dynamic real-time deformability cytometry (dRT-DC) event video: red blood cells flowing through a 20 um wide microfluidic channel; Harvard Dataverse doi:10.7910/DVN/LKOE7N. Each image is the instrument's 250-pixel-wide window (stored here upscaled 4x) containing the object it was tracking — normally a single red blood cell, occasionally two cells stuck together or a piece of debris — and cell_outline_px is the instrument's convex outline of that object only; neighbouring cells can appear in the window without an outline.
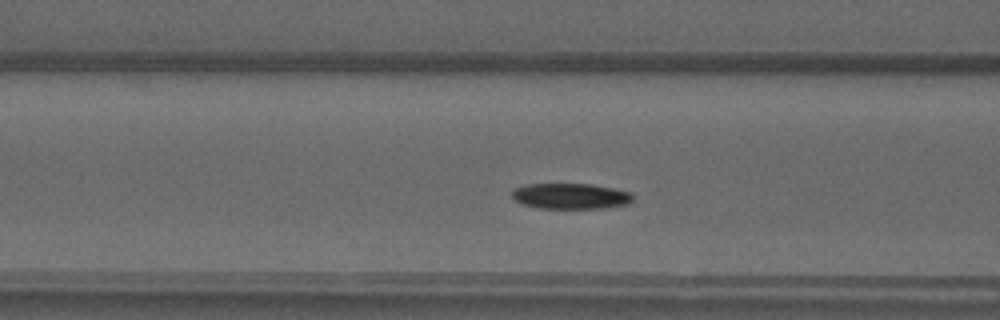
{"species": "common noctule bat (a hibernating species)", "species_latin": "Nyctalus noctula", "temperature_condition": "warm", "stored_images_in_passage": 44, "camera_frame_rate_fps": 3000, "um_per_image_px": 0.085, "animal": {"sex": "male", "forearm_length_mm": 52.5}, "frame": {"image": 1, "passage_image": 13, "time_ms": 4.0, "image_size_px": [1000, 320], "cell_outline_px": [[632, 200], [628, 204], [604, 208], [540, 208], [520, 204], [512, 196], [512, 192], [516, 188], [528, 184], [588, 184], [612, 188], [632, 192]], "centroid_in_image_um": [48.51, 16.67], "position_along_channel_um": 118.1, "area_um2": 17.98}}
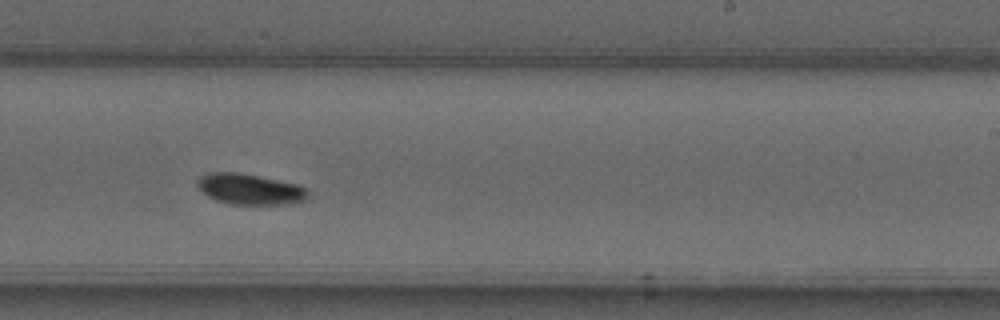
{"frame": {"image": 2, "passage_image": 24, "time_ms": 7.667, "image_size_px": [1000, 320], "cell_outline_px": [[308, 200], [288, 204], [228, 204], [216, 200], [208, 196], [196, 184], [196, 180], [200, 176], [208, 172], [240, 172], [300, 184], [308, 188]], "centroid_in_image_um": [21.28, 16.07], "position_along_channel_um": 267.7, "area_um2": 20.17}}
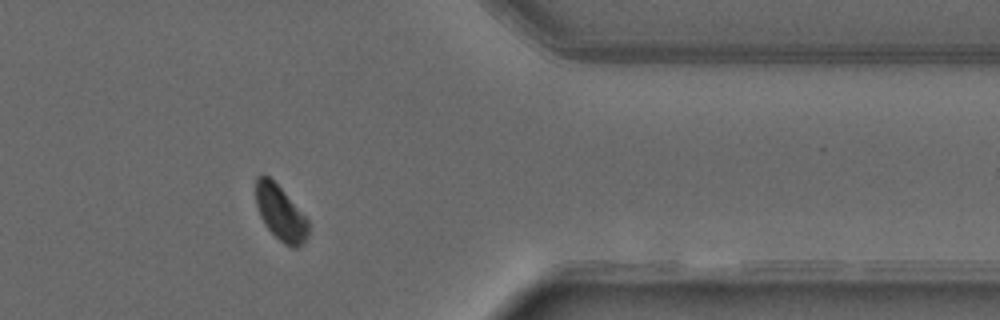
{"frame": {"image": 3, "passage_image": 34, "time_ms": 11.0, "image_size_px": [1000, 320], "cell_outline_px": [[308, 236], [304, 244], [296, 248], [292, 248], [284, 244], [264, 224], [260, 216], [256, 204], [256, 176], [264, 172], [280, 188], [308, 220]], "centroid_in_image_um": [23.83, 18.11], "position_along_channel_um": 387.6, "area_um2": 16.65}}